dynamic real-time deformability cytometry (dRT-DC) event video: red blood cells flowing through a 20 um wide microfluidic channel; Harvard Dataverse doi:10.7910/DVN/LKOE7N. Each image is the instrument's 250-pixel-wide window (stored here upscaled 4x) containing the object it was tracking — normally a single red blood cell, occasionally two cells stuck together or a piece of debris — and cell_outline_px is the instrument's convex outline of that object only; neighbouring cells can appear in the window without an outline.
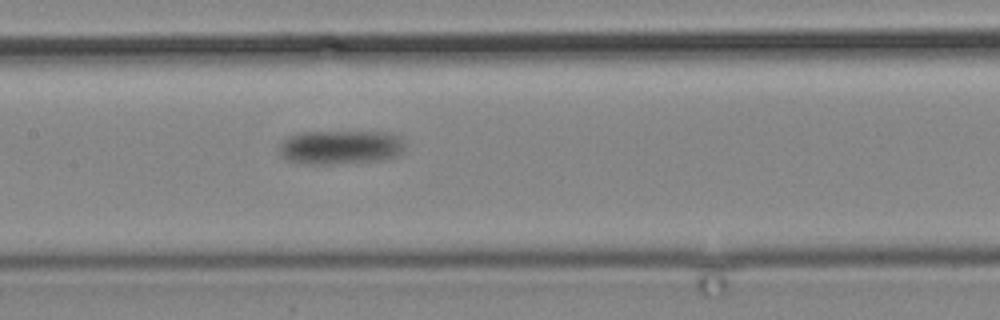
{"species": "common noctule bat (a hibernating species)", "species_latin": "Nyctalus noctula", "temperature_condition": "cold", "stored_images_in_passage": 12, "camera_frame_rate_fps": 3000, "um_per_image_px": 0.085, "animal": {"sex": "male", "body_mass_g": 19.2, "forearm_length_mm": 51.8}, "frame": {"image": 1, "passage_image": 12, "time_ms": 16.333, "image_size_px": [1000, 320], "cell_outline_px": [[404, 152], [388, 160], [332, 164], [304, 164], [288, 160], [280, 152], [280, 144], [288, 136], [308, 132], [388, 132], [400, 136], [404, 140]], "centroid_in_image_um": [29.02, 12.52], "position_along_channel_um": 178.4, "area_um2": 25.14}}